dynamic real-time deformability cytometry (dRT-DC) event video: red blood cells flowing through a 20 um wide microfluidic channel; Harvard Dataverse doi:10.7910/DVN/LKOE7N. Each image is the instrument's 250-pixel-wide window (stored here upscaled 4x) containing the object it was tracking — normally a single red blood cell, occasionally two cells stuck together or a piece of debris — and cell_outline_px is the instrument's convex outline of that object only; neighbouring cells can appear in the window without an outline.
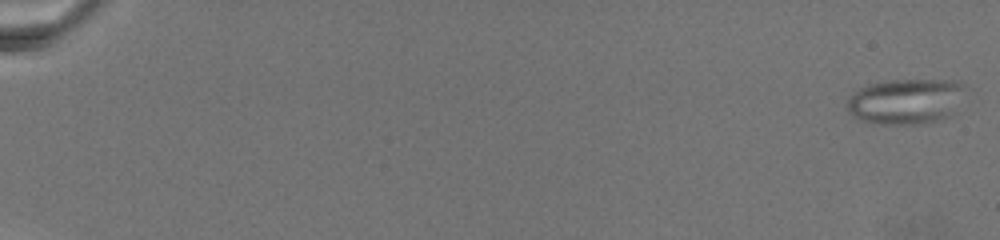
{"species": "common noctule bat (a hibernating species)", "species_latin": "Nyctalus noctula", "temperature_condition": "warm", "stored_images_in_passage": 91, "camera_frame_rate_fps": 3000, "um_per_image_px": 0.085, "animal": {"sex": "female", "body_mass_g": 19.5, "forearm_length_mm": 54.1}, "frame": {"image": 1, "passage_image": 1, "time_ms": 0.0, "image_size_px": [1000, 240], "cell_outline_px": [[964, 84], [948, 116], [940, 120], [920, 124], [884, 124], [864, 120], [848, 112], [848, 100], [860, 88], [872, 84], [892, 80], [960, 80]], "centroid_in_image_um": [76.96, 8.61], "position_along_channel_um": 8.0, "area_um2": 30.17}}
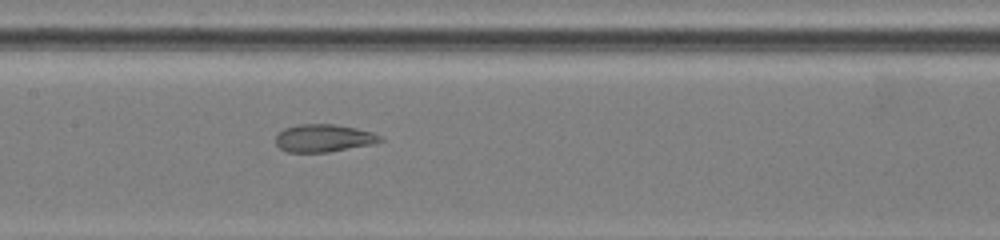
{"frame": {"image": 2, "passage_image": 49, "time_ms": 13.667, "image_size_px": [1000, 240], "cell_outline_px": [[384, 140], [372, 144], [328, 152], [288, 152], [280, 148], [276, 144], [276, 136], [284, 128], [300, 124], [336, 124], [356, 128], [372, 132], [384, 136]], "centroid_in_image_um": [27.54, 11.73], "position_along_channel_um": 179.9, "area_um2": 16.88}}
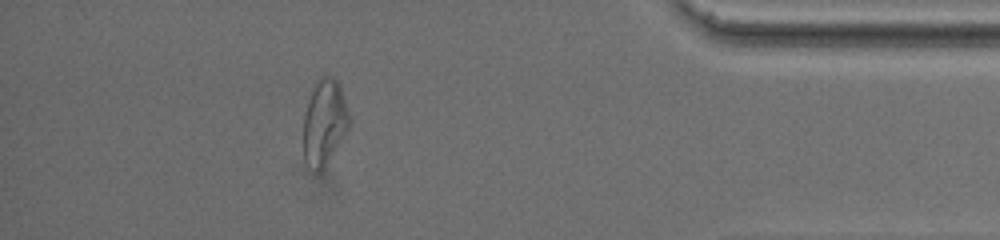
{"frame": {"image": 3, "passage_image": 82, "time_ms": 23.0, "image_size_px": [1000, 240], "cell_outline_px": [[348, 128], [324, 168], [320, 172], [316, 172], [304, 156], [304, 116], [308, 100], [312, 88], [316, 80], [320, 76], [332, 76], [340, 84], [348, 112]], "centroid_in_image_um": [27.56, 10.34], "position_along_channel_um": 407.6, "area_um2": 22.37}}